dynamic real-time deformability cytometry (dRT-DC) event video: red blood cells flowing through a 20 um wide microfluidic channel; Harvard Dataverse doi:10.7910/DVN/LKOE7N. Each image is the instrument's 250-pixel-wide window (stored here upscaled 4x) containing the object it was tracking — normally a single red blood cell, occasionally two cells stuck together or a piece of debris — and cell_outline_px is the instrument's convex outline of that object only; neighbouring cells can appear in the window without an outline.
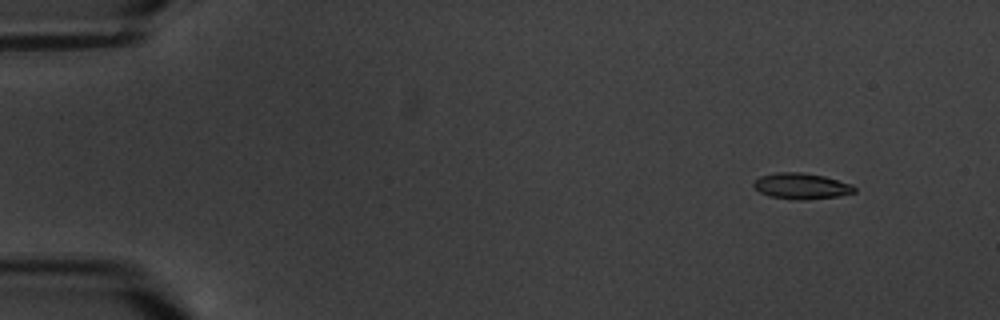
{"species": "common noctule bat (a hibernating species)", "species_latin": "Nyctalus noctula", "temperature_condition": "warm", "stored_images_in_passage": 5, "camera_frame_rate_fps": 3000, "um_per_image_px": 0.085, "animal": {"sex": "male", "body_mass_g": 20.1, "forearm_length_mm": 53.5}, "frame": {"image": 1, "passage_image": 1, "time_ms": 0.0, "image_size_px": [1000, 320], "cell_outline_px": [[856, 192], [840, 196], [804, 200], [796, 200], [768, 196], [760, 192], [752, 184], [760, 176], [776, 172], [800, 172], [824, 176], [852, 184], [856, 188]], "centroid_in_image_um": [68.13, 15.82], "position_along_channel_um": 16.9, "area_um2": 15.32}}
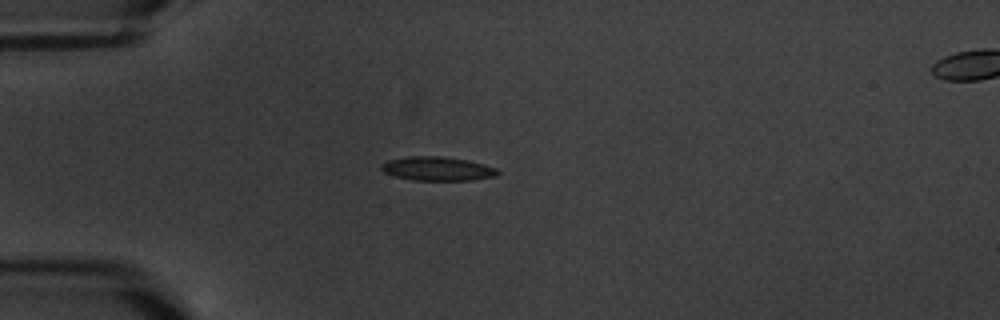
{"frame": {"image": 2, "passage_image": 4, "time_ms": 3.667, "image_size_px": [1000, 320], "cell_outline_px": [[500, 172], [496, 176], [472, 180], [412, 180], [396, 176], [384, 172], [380, 168], [380, 164], [388, 160], [408, 156], [440, 156], [468, 160], [484, 164], [496, 168]], "centroid_in_image_um": [37.18, 14.33], "position_along_channel_um": 47.8, "area_um2": 16.24}}